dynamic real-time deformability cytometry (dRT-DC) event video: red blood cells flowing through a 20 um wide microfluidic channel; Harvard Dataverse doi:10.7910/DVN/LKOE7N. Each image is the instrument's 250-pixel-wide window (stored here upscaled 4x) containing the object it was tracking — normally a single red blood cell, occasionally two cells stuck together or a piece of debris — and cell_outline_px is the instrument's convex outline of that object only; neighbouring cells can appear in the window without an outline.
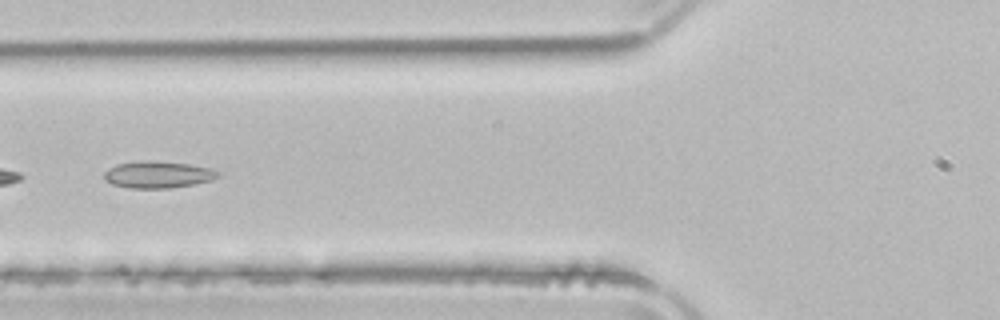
{"species": "common noctule bat (a hibernating species)", "species_latin": "Nyctalus noctula", "temperature_condition": "room temperature", "stored_images_in_passage": 49, "segment_of_instrument_passage": [2, 2], "camera_frame_rate_fps": 3000, "um_per_image_px": 0.085, "animal": {"sex": "male", "body_mass_g": 21.5, "forearm_length_mm": 52.0}, "frame": {"image": 1, "passage_image": 19, "time_ms": 6.0, "image_size_px": [1000, 320], "cell_outline_px": [[220, 176], [212, 180], [192, 184], [168, 188], [128, 188], [112, 184], [104, 180], [104, 172], [108, 168], [116, 164], [148, 160], [188, 164], [212, 168], [220, 172]], "centroid_in_image_um": [13.41, 14.84], "position_along_channel_um": 112.4, "area_um2": 17.8}}
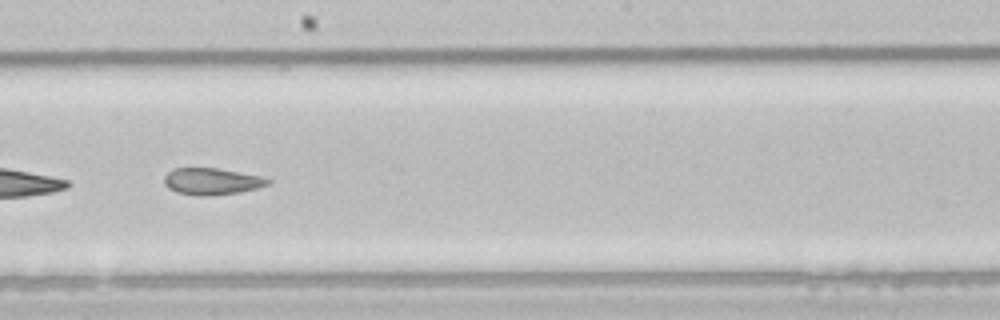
{"frame": {"image": 2, "passage_image": 28, "time_ms": 9.0, "image_size_px": [1000, 320], "cell_outline_px": [[272, 180], [268, 184], [256, 188], [240, 192], [208, 196], [200, 196], [176, 192], [168, 188], [164, 184], [164, 176], [172, 168], [216, 168], [260, 176]], "centroid_in_image_um": [17.96, 15.42], "position_along_channel_um": 230.2, "area_um2": 16.07}}
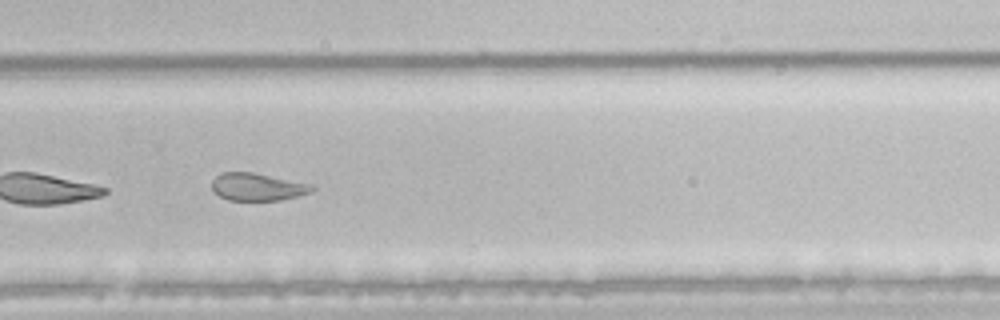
{"frame": {"image": 3, "passage_image": 34, "time_ms": 11.0, "image_size_px": [1000, 320], "cell_outline_px": [[316, 188], [312, 192], [280, 200], [228, 200], [220, 196], [212, 188], [212, 180], [220, 172], [252, 172], [316, 184]], "centroid_in_image_um": [21.94, 15.87], "position_along_channel_um": 307.9, "area_um2": 16.24}}